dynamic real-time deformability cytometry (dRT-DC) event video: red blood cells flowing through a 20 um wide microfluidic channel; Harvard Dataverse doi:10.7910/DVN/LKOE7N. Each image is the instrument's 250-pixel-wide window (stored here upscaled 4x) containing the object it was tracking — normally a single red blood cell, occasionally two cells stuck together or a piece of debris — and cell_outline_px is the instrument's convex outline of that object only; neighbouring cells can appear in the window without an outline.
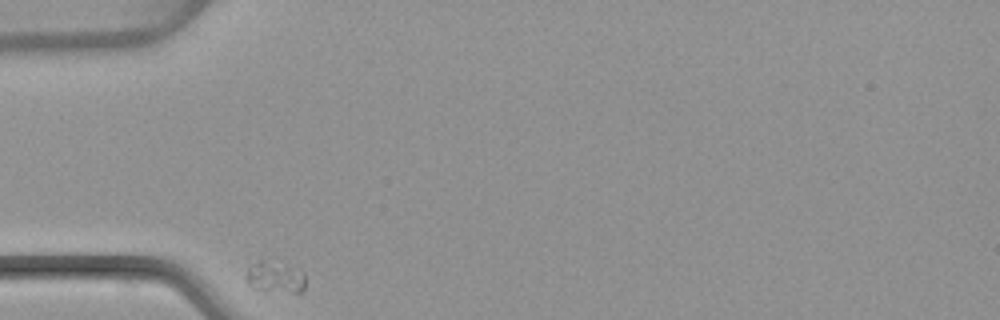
{"species": "common noctule bat (a hibernating species)", "species_latin": "Nyctalus noctula", "temperature_condition": "warm", "stored_images_in_passage": 32, "camera_frame_rate_fps": 3000, "um_per_image_px": 0.085, "animal": {"sex": "female", "body_mass_g": 22.7, "forearm_length_mm": 54.2}, "frame": {"image": 1, "passage_image": 1, "time_ms": 0.0, "image_size_px": [1000, 320], "cell_outline_px": [[304, 288], [300, 292], [292, 292], [252, 288], [244, 280], [248, 268], [260, 260], [268, 256], [272, 256], [300, 268], [304, 272]], "centroid_in_image_um": [23.4, 23.44], "position_along_channel_um": 61.6, "area_um2": 11.56}}